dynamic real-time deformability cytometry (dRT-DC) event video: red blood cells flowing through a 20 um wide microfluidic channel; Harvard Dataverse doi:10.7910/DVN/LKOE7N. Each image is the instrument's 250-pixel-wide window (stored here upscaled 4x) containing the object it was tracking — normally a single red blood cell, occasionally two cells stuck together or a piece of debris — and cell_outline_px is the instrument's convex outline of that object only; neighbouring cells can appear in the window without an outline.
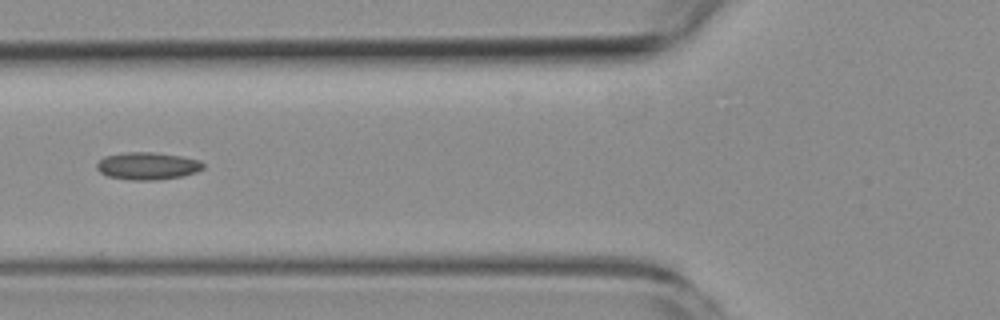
{"species": "common noctule bat (a hibernating species)", "species_latin": "Nyctalus noctula", "temperature_condition": "room temperature", "stored_images_in_passage": 2, "camera_frame_rate_fps": 3000, "um_per_image_px": 0.085, "animal": {"sex": "female", "body_mass_g": 19.3, "forearm_length_mm": 54.1}, "frame": {"image": 1, "passage_image": 2, "time_ms": 1.0, "image_size_px": [1000, 320], "cell_outline_px": [[204, 168], [196, 172], [184, 176], [156, 180], [128, 180], [108, 176], [100, 172], [96, 168], [96, 164], [104, 156], [124, 152], [152, 152], [180, 156], [200, 160], [204, 164]], "centroid_in_image_um": [12.54, 14.11], "position_along_channel_um": 113.3, "area_um2": 17.11}}